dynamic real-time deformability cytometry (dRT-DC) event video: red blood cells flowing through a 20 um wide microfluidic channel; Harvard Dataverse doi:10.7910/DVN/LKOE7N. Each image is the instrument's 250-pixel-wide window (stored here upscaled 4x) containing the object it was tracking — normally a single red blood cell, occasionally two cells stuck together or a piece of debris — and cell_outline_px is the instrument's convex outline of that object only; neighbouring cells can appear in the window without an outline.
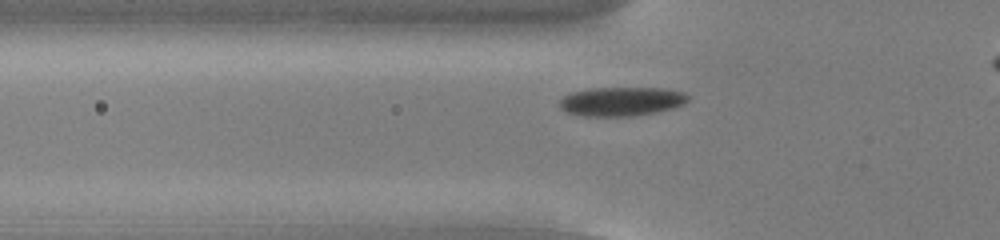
{"species": "common noctule bat (a hibernating species)", "species_latin": "Nyctalus noctula", "temperature_condition": "cold", "stored_images_in_passage": 39, "camera_frame_rate_fps": 3000, "um_per_image_px": 0.085, "animal": {"sex": "male", "body_mass_g": 13.0, "forearm_length_mm": 53.1}, "frame": {"image": 1, "passage_image": 10, "time_ms": 3.0, "image_size_px": [1000, 240], "cell_outline_px": [[688, 100], [684, 104], [672, 108], [656, 112], [632, 116], [584, 116], [568, 112], [560, 108], [560, 100], [564, 96], [572, 92], [592, 88], [664, 88], [684, 92], [688, 96]], "centroid_in_image_um": [52.84, 8.62], "position_along_channel_um": 73.0, "area_um2": 21.62}}
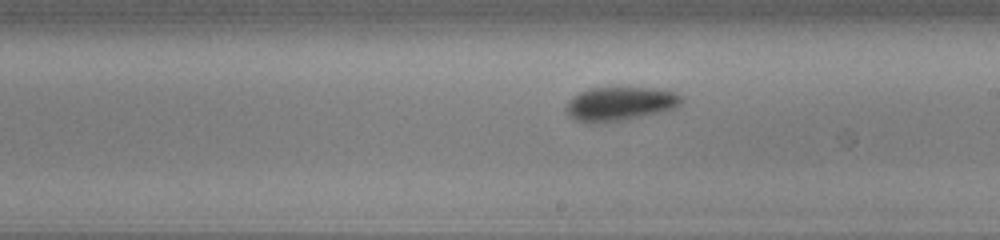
{"frame": {"image": 2, "passage_image": 23, "time_ms": 7.333, "image_size_px": [1000, 240], "cell_outline_px": [[684, 100], [676, 108], [660, 112], [620, 120], [592, 124], [588, 124], [576, 120], [568, 116], [564, 112], [564, 108], [568, 100], [572, 96], [588, 88], [668, 88], [684, 96]], "centroid_in_image_um": [52.69, 8.81], "position_along_channel_um": 236.3, "area_um2": 23.24}}
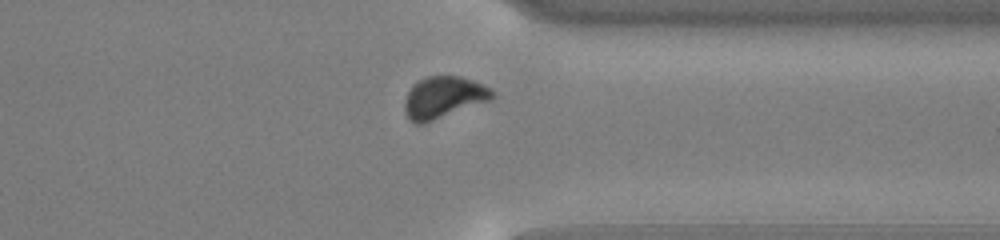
{"frame": {"image": 3, "passage_image": 34, "time_ms": 11.0, "image_size_px": [1000, 240], "cell_outline_px": [[496, 96], [492, 100], [424, 124], [416, 124], [408, 120], [404, 108], [404, 100], [412, 84], [416, 80], [428, 76], [460, 76], [472, 80], [496, 92]], "centroid_in_image_um": [37.68, 8.29], "position_along_channel_um": 373.7, "area_um2": 21.68}}